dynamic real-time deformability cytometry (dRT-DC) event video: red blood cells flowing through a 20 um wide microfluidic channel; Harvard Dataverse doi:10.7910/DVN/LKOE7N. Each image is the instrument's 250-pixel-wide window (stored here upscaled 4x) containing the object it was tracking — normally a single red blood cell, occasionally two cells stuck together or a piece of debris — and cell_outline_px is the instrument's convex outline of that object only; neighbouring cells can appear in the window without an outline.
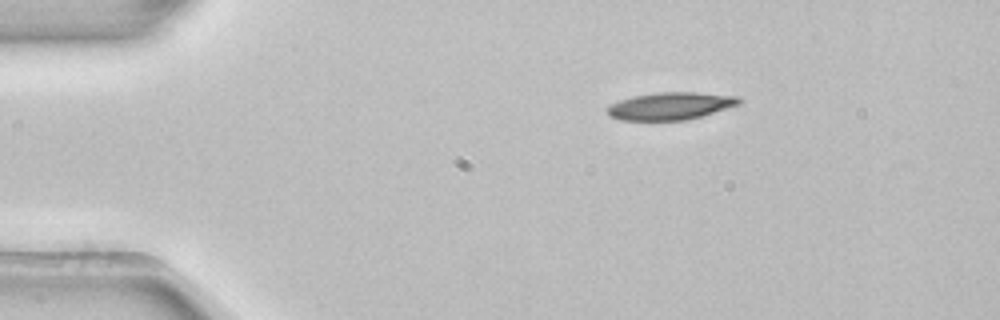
{"species": "common noctule bat (a hibernating species)", "species_latin": "Nyctalus noctula", "temperature_condition": "room temperature", "stored_images_in_passage": 3, "camera_frame_rate_fps": 3000, "um_per_image_px": 0.085, "animal": {"sex": "female", "body_mass_g": 22.7, "forearm_length_mm": 54.2}, "frame": {"image": 1, "passage_image": 1, "time_ms": 0.0, "image_size_px": [1000, 320], "cell_outline_px": [[744, 100], [740, 104], [704, 116], [684, 120], [620, 120], [608, 116], [604, 108], [620, 100], [632, 96], [656, 92], [696, 92], [740, 96]], "centroid_in_image_um": [57.01, 9.0], "position_along_channel_um": 28.0, "area_um2": 21.44}}
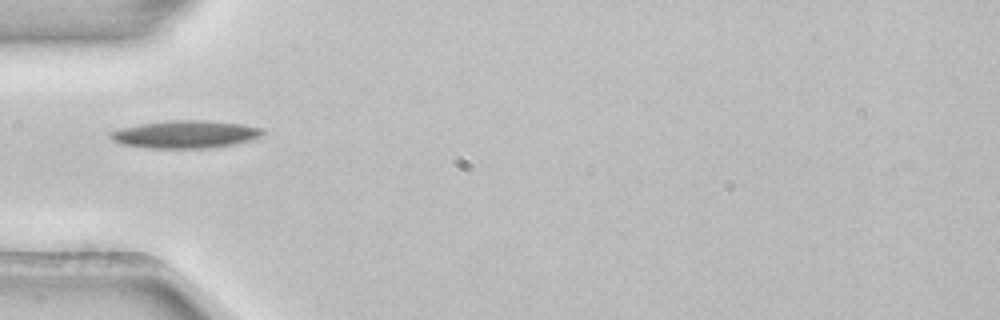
{"frame": {"image": 2, "passage_image": 3, "time_ms": 0.667, "image_size_px": [1000, 320], "cell_outline_px": [[264, 132], [260, 136], [248, 140], [232, 144], [208, 148], [148, 148], [120, 144], [112, 140], [108, 136], [108, 132], [120, 128], [140, 124], [172, 120], [208, 120], [240, 124], [264, 128]], "centroid_in_image_um": [15.69, 11.41], "position_along_channel_um": 69.3, "area_um2": 24.51}}